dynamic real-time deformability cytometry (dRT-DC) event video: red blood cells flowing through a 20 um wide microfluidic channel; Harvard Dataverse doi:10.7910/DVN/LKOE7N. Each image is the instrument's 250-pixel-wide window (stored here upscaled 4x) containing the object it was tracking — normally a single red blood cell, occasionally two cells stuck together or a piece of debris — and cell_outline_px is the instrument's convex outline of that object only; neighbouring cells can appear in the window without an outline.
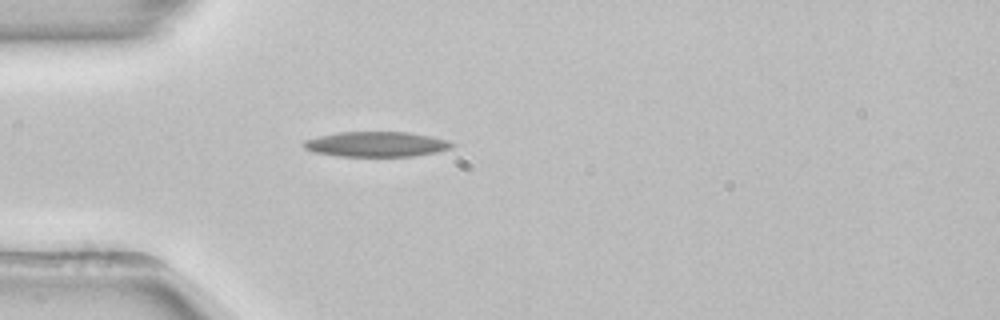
{"species": "common noctule bat (a hibernating species)", "species_latin": "Nyctalus noctula", "temperature_condition": "room temperature", "stored_images_in_passage": 45, "camera_frame_rate_fps": 3000, "um_per_image_px": 0.085, "animal": {"sex": "female", "body_mass_g": 22.7, "forearm_length_mm": 54.2}, "frame": {"image": 1, "passage_image": 7, "time_ms": 2.0, "image_size_px": [1000, 320], "cell_outline_px": [[456, 144], [452, 148], [436, 152], [412, 156], [340, 156], [312, 152], [304, 148], [300, 144], [304, 140], [336, 132], [408, 132], [432, 136], [448, 140]], "centroid_in_image_um": [31.98, 12.25], "position_along_channel_um": 53.0, "area_um2": 21.85}, "authors_computed_cell_mechanics": {"area_um2": 20.519, "velocity_mm_per_s": 3.8737, "shape_relaxation_time_tau1_ms": 4.6376, "shape_relaxation_time_tau2_ms": null, "deformation_change_tau1": 0.1314, "deformation_change_tau2": null}}